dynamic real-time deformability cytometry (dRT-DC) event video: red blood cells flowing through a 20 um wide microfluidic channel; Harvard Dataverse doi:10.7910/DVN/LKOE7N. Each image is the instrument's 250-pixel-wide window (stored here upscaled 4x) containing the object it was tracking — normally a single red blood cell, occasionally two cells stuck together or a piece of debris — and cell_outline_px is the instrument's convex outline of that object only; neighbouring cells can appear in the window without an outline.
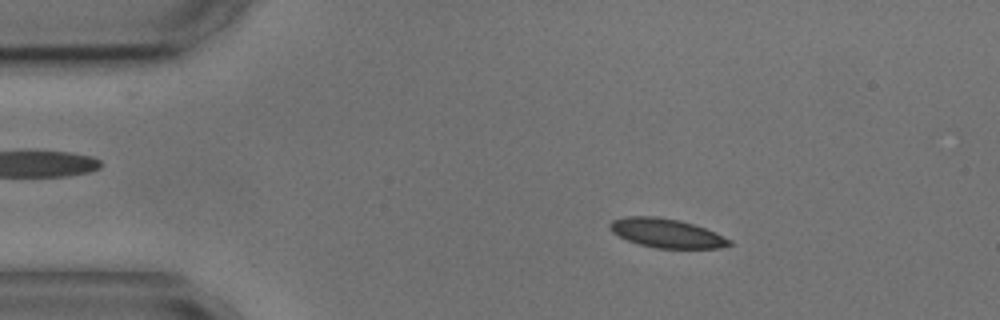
{"species": "common noctule bat (a hibernating species)", "species_latin": "Nyctalus noctula", "temperature_condition": "cold", "stored_images_in_passage": 9, "camera_frame_rate_fps": 3000, "um_per_image_px": 0.085, "animal": {"sex": "male", "body_mass_g": 17.9, "forearm_length_mm": 54.2}, "frame": {"image": 1, "passage_image": 2, "time_ms": 1.333, "image_size_px": [1000, 320], "cell_outline_px": [[732, 244], [720, 248], [656, 248], [640, 244], [628, 240], [612, 232], [608, 228], [608, 224], [612, 220], [624, 216], [656, 216], [680, 220], [704, 228], [732, 240]], "centroid_in_image_um": [56.62, 19.81], "position_along_channel_um": 28.4, "area_um2": 20.11}}
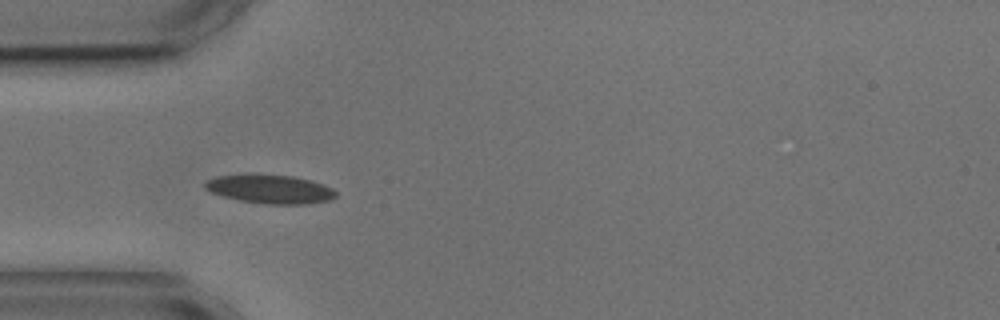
{"frame": {"image": 2, "passage_image": 4, "time_ms": 3.667, "image_size_px": [1000, 320], "cell_outline_px": [[336, 196], [328, 200], [304, 204], [264, 204], [240, 200], [224, 196], [212, 192], [204, 188], [204, 184], [208, 180], [216, 176], [248, 172], [252, 172], [292, 176], [312, 180], [324, 184], [332, 188], [336, 192]], "centroid_in_image_um": [22.93, 16.03], "position_along_channel_um": 62.1, "area_um2": 22.37}}
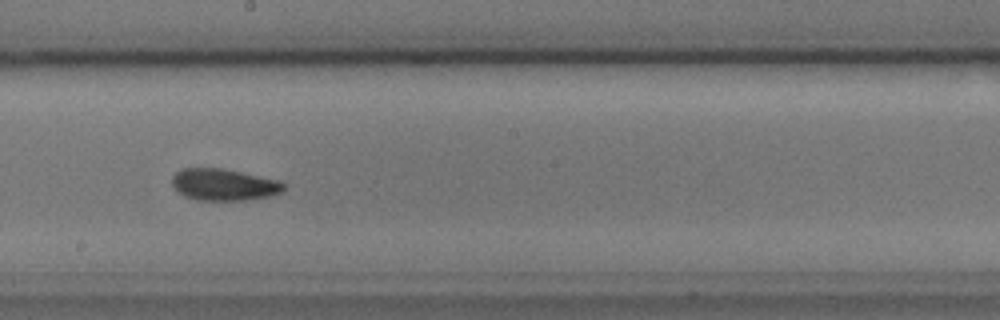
{"frame": {"image": 3, "passage_image": 8, "time_ms": 8.333, "image_size_px": [1000, 320], "cell_outline_px": [[284, 188], [280, 192], [268, 196], [244, 200], [196, 200], [184, 196], [176, 192], [172, 184], [172, 176], [180, 168], [220, 168], [280, 180], [284, 184]], "centroid_in_image_um": [18.96, 15.69], "position_along_channel_um": 229.2, "area_um2": 20.63}}